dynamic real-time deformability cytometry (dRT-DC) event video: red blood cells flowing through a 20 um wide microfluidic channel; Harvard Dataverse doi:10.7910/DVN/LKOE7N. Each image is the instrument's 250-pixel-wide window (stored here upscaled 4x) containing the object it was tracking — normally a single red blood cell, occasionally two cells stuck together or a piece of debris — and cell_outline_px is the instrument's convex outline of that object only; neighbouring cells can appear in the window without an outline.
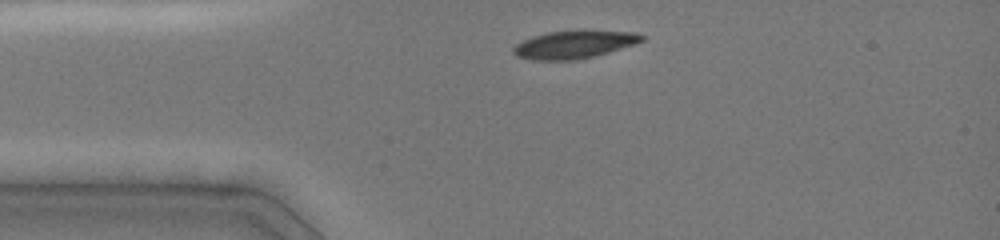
{"species": "common noctule bat (a hibernating species)", "species_latin": "Nyctalus noctula", "temperature_condition": "cold", "stored_images_in_passage": 4, "camera_frame_rate_fps": 3000, "um_per_image_px": 0.085, "animal": {"sex": "female", "body_mass_g": 19.0, "forearm_length_mm": 51.5}, "frame": {"image": 1, "passage_image": 1, "time_ms": 0.0, "image_size_px": [1000, 240], "cell_outline_px": [[644, 40], [636, 44], [608, 52], [576, 60], [532, 60], [516, 56], [512, 52], [512, 48], [516, 44], [532, 36], [548, 32], [584, 28], [636, 32], [644, 36]], "centroid_in_image_um": [48.83, 3.74], "position_along_channel_um": 36.2, "area_um2": 21.5}}